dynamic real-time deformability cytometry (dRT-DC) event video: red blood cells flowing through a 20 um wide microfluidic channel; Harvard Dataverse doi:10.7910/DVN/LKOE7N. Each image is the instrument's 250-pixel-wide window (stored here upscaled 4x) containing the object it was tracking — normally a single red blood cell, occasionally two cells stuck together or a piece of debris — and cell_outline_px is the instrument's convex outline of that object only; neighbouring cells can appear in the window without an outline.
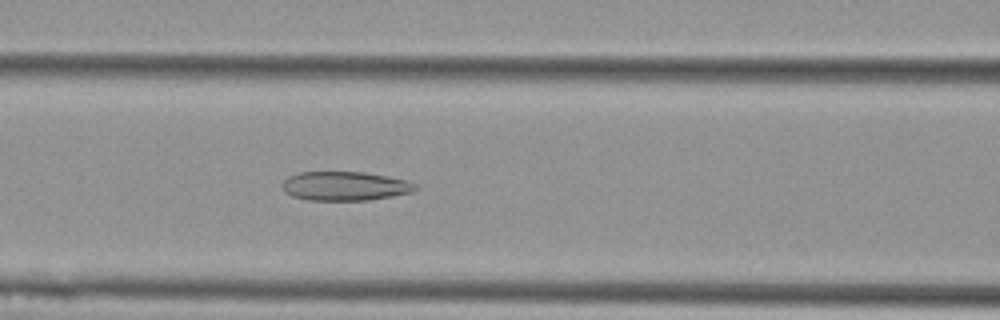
{"species": "Egyptian fruit bat (a non-hibernating species)", "species_latin": "Rousettus aegyptiacus", "temperature_condition": "cold", "stored_images_in_passage": 45, "camera_frame_rate_fps": 3000, "um_per_image_px": 0.085, "animal": {"sex": "female"}, "frame": {"image": 1, "passage_image": 22, "time_ms": 7.0, "image_size_px": [1000, 320], "cell_outline_px": [[420, 188], [412, 192], [392, 196], [368, 200], [308, 200], [292, 196], [284, 192], [280, 184], [288, 176], [300, 172], [364, 172], [388, 176], [404, 180], [416, 184]], "centroid_in_image_um": [29.3, 15.81], "position_along_channel_um": 137.3, "area_um2": 22.66}}
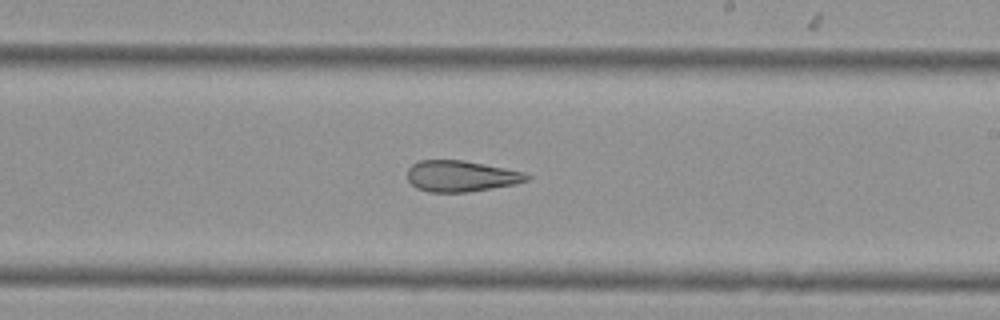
{"frame": {"image": 2, "passage_image": 31, "time_ms": 10.0, "image_size_px": [1000, 320], "cell_outline_px": [[532, 176], [528, 180], [516, 184], [468, 192], [428, 192], [416, 188], [408, 180], [408, 168], [412, 164], [420, 160], [464, 160], [524, 172]], "centroid_in_image_um": [39.19, 14.97], "position_along_channel_um": 249.8, "area_um2": 21.68}}
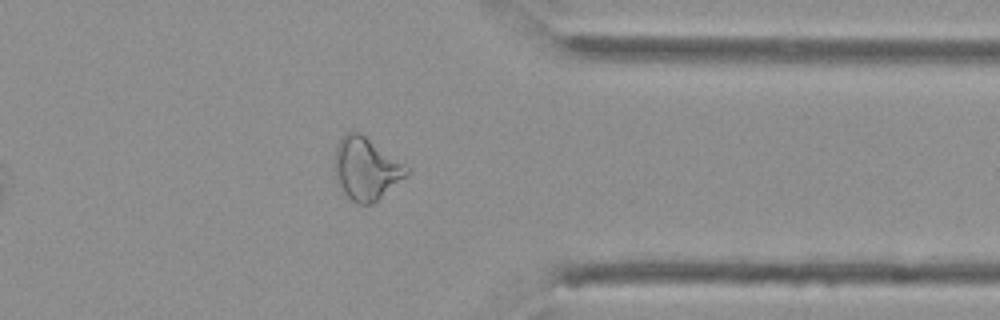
{"frame": {"image": 3, "passage_image": 42, "time_ms": 13.667, "image_size_px": [1000, 320], "cell_outline_px": [[412, 168], [408, 176], [372, 204], [360, 204], [352, 200], [336, 184], [332, 164], [336, 144], [340, 136], [344, 132], [360, 132]], "centroid_in_image_um": [31.1, 14.31], "position_along_channel_um": 380.3, "area_um2": 26.99}, "authors_computed_cell_mechanics": {"area_um2": 24.9696, "velocity_mm_per_s": 3.7702, "shape_relaxation_time_tau1_ms": null, "shape_relaxation_time_tau2_ms": 3.2223, "deformation_change_tau1": null, "deformation_change_tau2": 0.134}}